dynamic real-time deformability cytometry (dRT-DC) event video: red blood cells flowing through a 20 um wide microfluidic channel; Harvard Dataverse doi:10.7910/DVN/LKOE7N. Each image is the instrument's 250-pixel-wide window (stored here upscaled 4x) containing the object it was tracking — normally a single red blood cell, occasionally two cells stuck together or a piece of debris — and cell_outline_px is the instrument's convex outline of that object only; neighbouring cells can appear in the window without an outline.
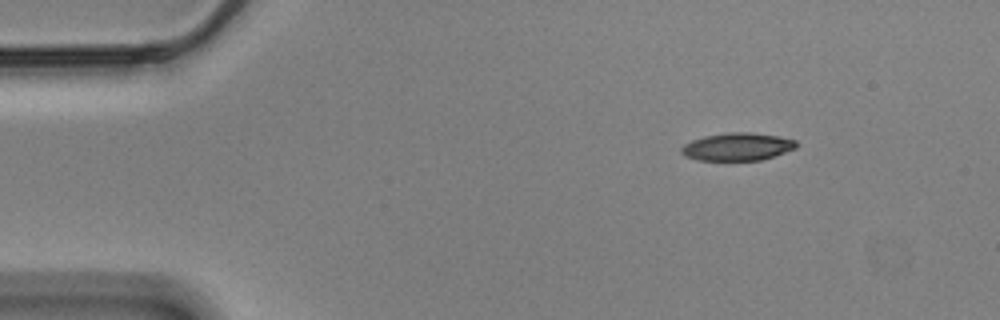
{"species": "Egyptian fruit bat (a non-hibernating species)", "species_latin": "Rousettus aegyptiacus", "temperature_condition": "cold", "stored_images_in_passage": 50, "camera_frame_rate_fps": 3000, "um_per_image_px": 0.085, "animal": {"sex": "male"}, "frame": {"image": 1, "passage_image": 1, "time_ms": 0.0, "image_size_px": [1000, 320], "cell_outline_px": [[796, 148], [760, 160], [696, 160], [684, 156], [680, 152], [680, 148], [684, 144], [692, 140], [704, 136], [728, 132], [752, 132], [776, 136], [796, 140]], "centroid_in_image_um": [62.62, 12.47], "position_along_channel_um": 22.4, "area_um2": 18.5}}
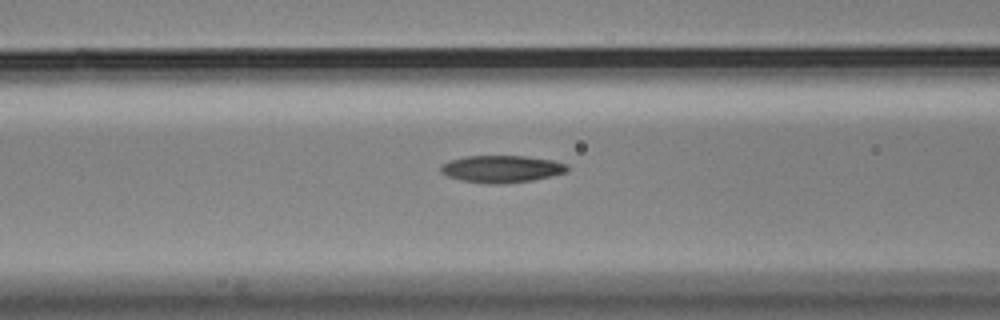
{"frame": {"image": 2, "passage_image": 16, "time_ms": 5.0, "image_size_px": [1000, 320], "cell_outline_px": [[568, 168], [564, 172], [552, 176], [532, 180], [504, 184], [484, 184], [460, 180], [448, 176], [440, 172], [440, 164], [452, 160], [468, 156], [524, 156], [552, 160], [568, 164]], "centroid_in_image_um": [42.61, 14.37], "position_along_channel_um": 124.0, "area_um2": 20.06}}
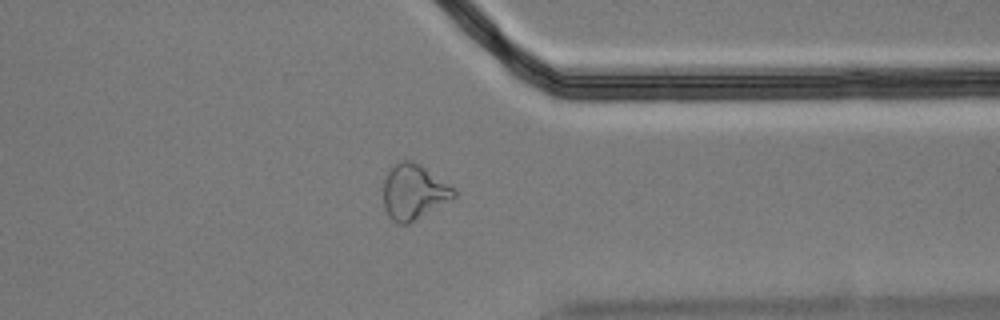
{"frame": {"image": 3, "passage_image": 38, "time_ms": 12.333, "image_size_px": [1000, 320], "cell_outline_px": [[456, 196], [408, 224], [396, 224], [388, 216], [384, 208], [384, 180], [388, 172], [400, 160], [412, 160], [420, 164], [456, 188]], "centroid_in_image_um": [35.17, 16.31], "position_along_channel_um": 376.2, "area_um2": 22.6}, "authors_computed_cell_mechanics": {"area_um2": 19.7098, "velocity_mm_per_s": 3.5058, "shape_relaxation_time_tau1_ms": null, "shape_relaxation_time_tau2_ms": 7.3225, "deformation_change_tau1": null, "deformation_change_tau2": 0.1644}}